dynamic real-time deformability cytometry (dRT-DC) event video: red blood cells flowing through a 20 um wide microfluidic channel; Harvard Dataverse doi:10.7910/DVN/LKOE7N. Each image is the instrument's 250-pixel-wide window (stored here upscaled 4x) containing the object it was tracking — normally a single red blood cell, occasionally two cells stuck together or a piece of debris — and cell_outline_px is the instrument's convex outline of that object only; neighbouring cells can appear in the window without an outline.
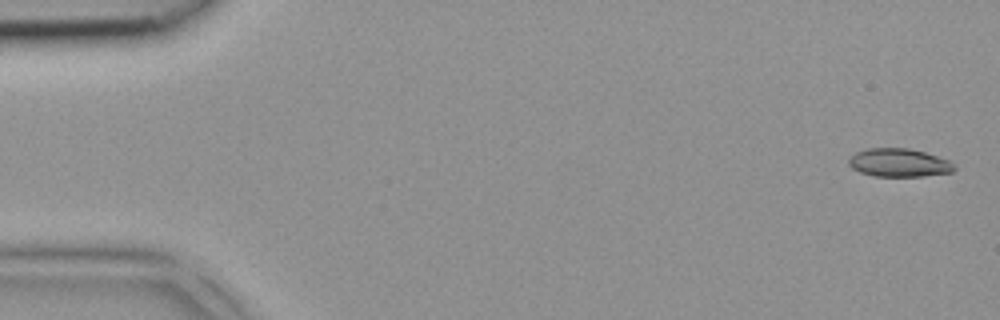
{"species": "common noctule bat (a hibernating species)", "species_latin": "Nyctalus noctula", "temperature_condition": "room temperature", "stored_images_in_passage": 5, "camera_frame_rate_fps": 3000, "um_per_image_px": 0.085, "animal": {"sex": "female", "body_mass_g": 18.4}, "frame": {"image": 1, "passage_image": 1, "time_ms": 0.0, "image_size_px": [1000, 320], "cell_outline_px": [[956, 168], [952, 172], [924, 176], [872, 176], [860, 172], [852, 168], [848, 164], [848, 160], [856, 152], [868, 148], [908, 148], [924, 152], [948, 160]], "centroid_in_image_um": [76.39, 13.83], "position_along_channel_um": 8.6, "area_um2": 17.28}}
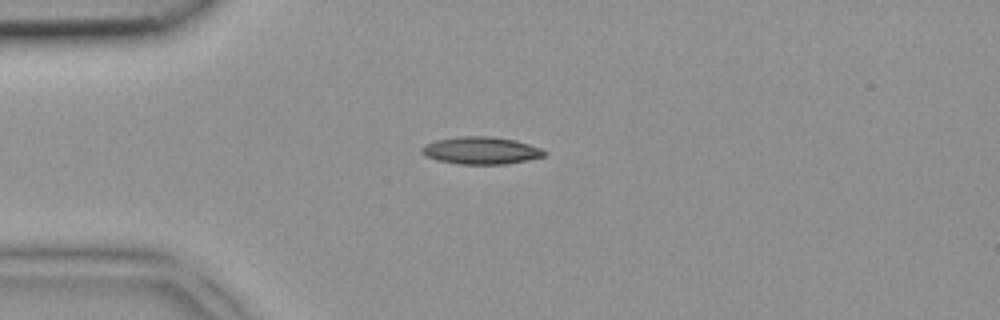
{"frame": {"image": 2, "passage_image": 4, "time_ms": 1.0, "image_size_px": [1000, 320], "cell_outline_px": [[548, 152], [544, 156], [528, 160], [504, 164], [460, 164], [436, 160], [424, 156], [420, 152], [420, 148], [424, 144], [436, 140], [460, 136], [492, 136], [516, 140], [544, 148]], "centroid_in_image_um": [40.89, 12.79], "position_along_channel_um": 44.1, "area_um2": 19.88}}